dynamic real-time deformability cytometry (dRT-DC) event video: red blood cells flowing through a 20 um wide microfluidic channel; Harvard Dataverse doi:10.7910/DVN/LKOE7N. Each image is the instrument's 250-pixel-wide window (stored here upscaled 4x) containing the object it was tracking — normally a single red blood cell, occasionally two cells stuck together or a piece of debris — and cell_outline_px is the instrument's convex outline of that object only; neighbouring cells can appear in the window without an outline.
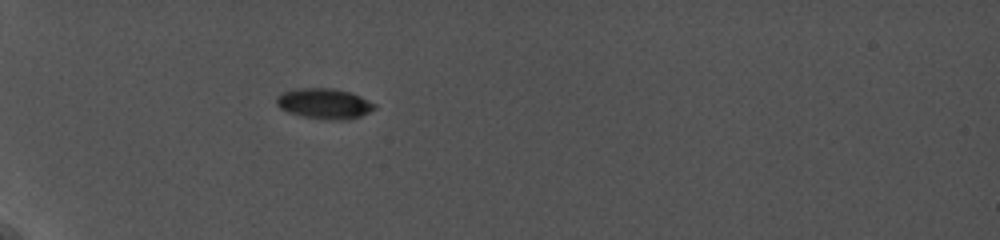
{"species": "common noctule bat (a hibernating species)", "species_latin": "Nyctalus noctula", "temperature_condition": "cold", "stored_images_in_passage": 51, "camera_frame_rate_fps": 5000, "um_per_image_px": 0.085, "animal": {"sex": "female", "body_mass_g": 19.0, "forearm_length_mm": 56.7}, "frame": {"image": 1, "passage_image": 1, "time_ms": 0.0, "image_size_px": [1000, 240], "cell_outline_px": [[376, 108], [360, 116], [348, 120], [324, 120], [304, 116], [288, 112], [280, 108], [276, 104], [276, 96], [284, 92], [296, 88], [332, 88], [348, 92], [360, 96], [376, 104]], "centroid_in_image_um": [27.56, 8.81], "position_along_channel_um": 57.4, "area_um2": 17.4}}
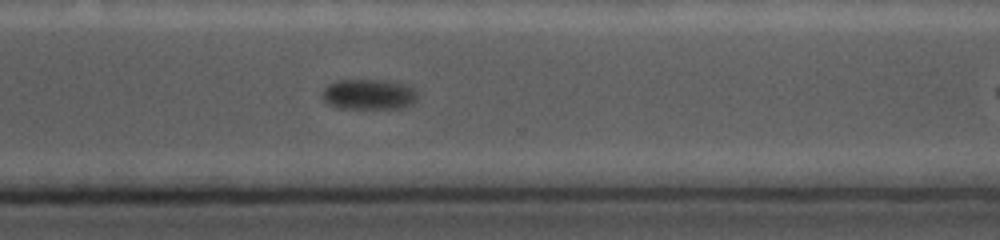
{"frame": {"image": 2, "passage_image": 35, "time_ms": 6.8, "image_size_px": [1000, 240], "cell_outline_px": [[416, 100], [412, 104], [400, 108], [340, 108], [328, 104], [320, 96], [324, 88], [328, 84], [336, 80], [384, 80], [412, 84], [416, 92]], "centroid_in_image_um": [31.35, 8.0], "position_along_channel_um": 339.2, "area_um2": 17.17}}
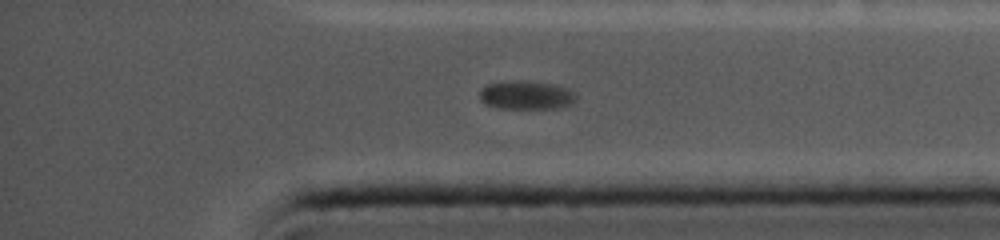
{"frame": {"image": 3, "passage_image": 43, "time_ms": 8.2, "image_size_px": [1000, 240], "cell_outline_px": [[576, 100], [572, 104], [560, 108], [500, 108], [484, 104], [480, 100], [480, 88], [484, 84], [512, 80], [524, 80], [556, 84], [568, 88], [576, 92]], "centroid_in_image_um": [44.74, 8.07], "position_along_channel_um": 390.5, "area_um2": 16.53}}